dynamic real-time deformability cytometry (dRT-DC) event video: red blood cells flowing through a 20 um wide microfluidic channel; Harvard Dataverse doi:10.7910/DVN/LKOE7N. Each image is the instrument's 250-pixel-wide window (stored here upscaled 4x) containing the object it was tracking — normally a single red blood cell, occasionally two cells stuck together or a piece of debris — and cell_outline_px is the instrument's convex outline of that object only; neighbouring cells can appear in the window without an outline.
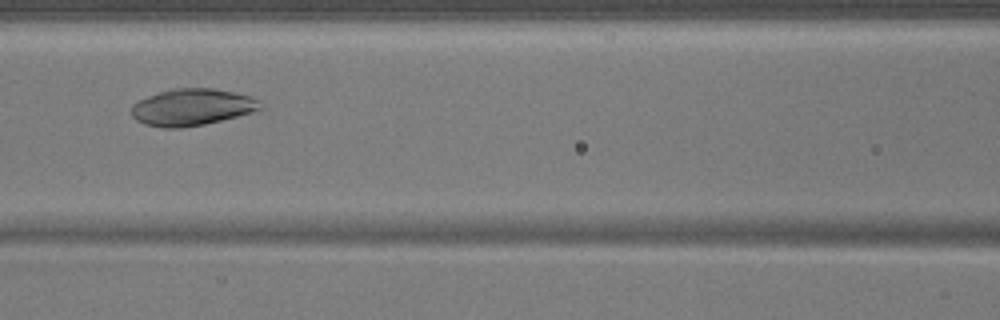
{"species": "common noctule bat (a hibernating species)", "species_latin": "Nyctalus noctula", "temperature_condition": "warm", "stored_images_in_passage": 45, "camera_frame_rate_fps": 3000, "um_per_image_px": 0.085, "animal": {"sex": "male", "body_mass_g": 17.9}, "frame": {"image": 1, "passage_image": 17, "time_ms": 5.333, "image_size_px": [1000, 320], "cell_outline_px": [[264, 108], [252, 112], [204, 124], [180, 128], [164, 128], [144, 124], [136, 120], [132, 116], [132, 104], [136, 100], [172, 88], [216, 88], [236, 92], [260, 100]], "centroid_in_image_um": [16.31, 9.1], "position_along_channel_um": 150.3, "area_um2": 27.74}}
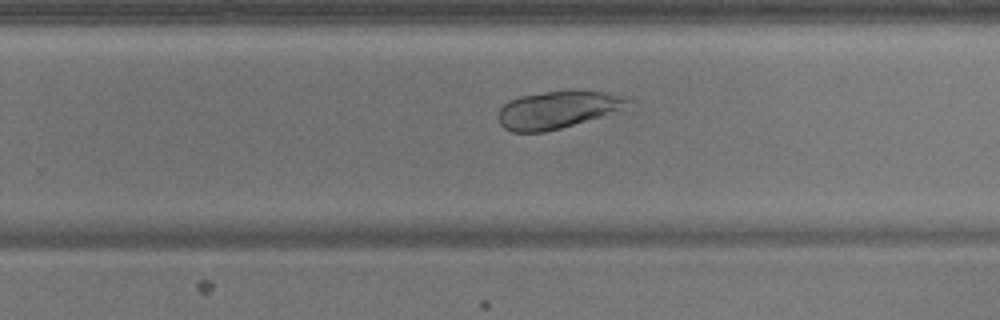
{"frame": {"image": 2, "passage_image": 27, "time_ms": 8.667, "image_size_px": [1000, 320], "cell_outline_px": [[628, 100], [620, 108], [600, 116], [560, 128], [544, 132], [512, 132], [504, 128], [500, 124], [496, 116], [500, 108], [508, 100], [520, 96], [564, 88], [580, 88], [604, 92]], "centroid_in_image_um": [47.23, 9.29], "position_along_channel_um": 282.6, "area_um2": 28.21}}
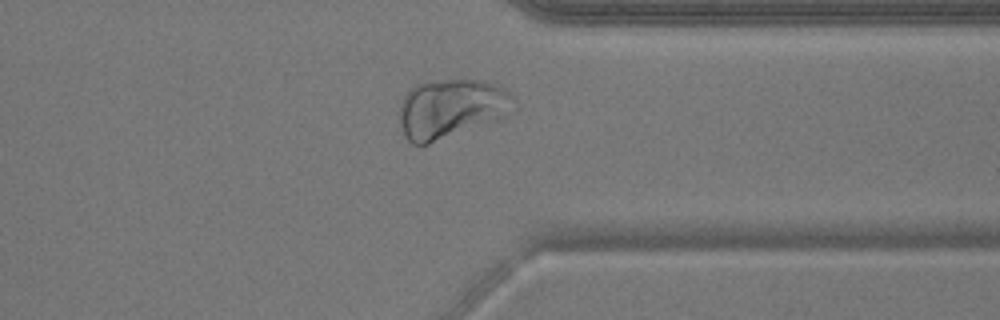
{"frame": {"image": 3, "passage_image": 34, "time_ms": 11.0, "image_size_px": [1000, 320], "cell_outline_px": [[516, 108], [504, 116], [496, 120], [428, 144], [412, 144], [404, 136], [400, 124], [400, 104], [408, 88], [416, 84], [428, 80], [484, 80], [496, 84], [508, 92], [516, 100]], "centroid_in_image_um": [38.33, 9.2], "position_along_channel_um": 373.1, "area_um2": 39.59}}